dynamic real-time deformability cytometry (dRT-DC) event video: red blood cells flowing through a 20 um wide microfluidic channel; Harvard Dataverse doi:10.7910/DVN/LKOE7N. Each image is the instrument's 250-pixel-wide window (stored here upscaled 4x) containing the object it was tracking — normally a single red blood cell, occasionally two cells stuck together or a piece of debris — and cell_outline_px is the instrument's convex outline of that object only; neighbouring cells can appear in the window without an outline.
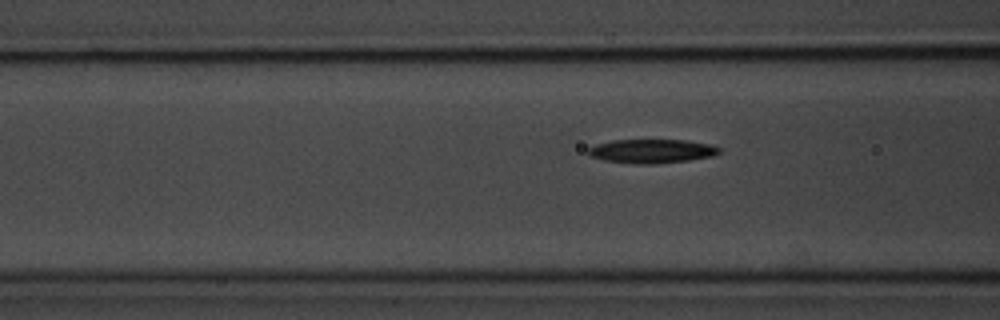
{"species": "common noctule bat (a hibernating species)", "species_latin": "Nyctalus noctula", "temperature_condition": "room temperature", "stored_images_in_passage": 7, "camera_frame_rate_fps": 3000, "um_per_image_px": 0.085, "animal": {"sex": "male", "body_mass_g": 20.1, "forearm_length_mm": 53.5}, "frame": {"image": 1, "passage_image": 7, "time_ms": 7.667, "image_size_px": [1000, 320], "cell_outline_px": [[720, 152], [712, 156], [688, 160], [652, 164], [636, 164], [604, 160], [588, 156], [588, 148], [596, 144], [612, 140], [688, 140], [712, 144], [720, 148]], "centroid_in_image_um": [55.39, 12.84], "position_along_channel_um": 111.2, "area_um2": 18.32}}